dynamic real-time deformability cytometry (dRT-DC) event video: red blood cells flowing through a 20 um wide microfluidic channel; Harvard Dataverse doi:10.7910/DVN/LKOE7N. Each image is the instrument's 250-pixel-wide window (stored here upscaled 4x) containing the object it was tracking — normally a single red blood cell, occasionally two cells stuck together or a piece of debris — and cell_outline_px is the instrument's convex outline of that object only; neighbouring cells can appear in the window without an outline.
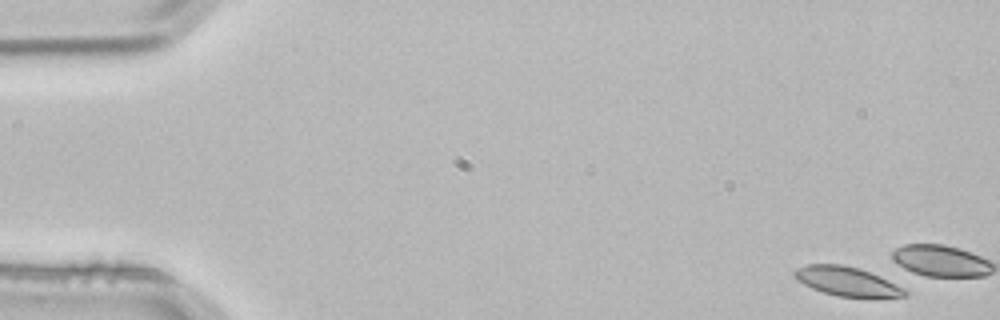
{"species": "common noctule bat (a hibernating species)", "species_latin": "Nyctalus noctula", "temperature_condition": "room temperature", "stored_images_in_passage": 5, "segment_of_instrument_passage": [1, 2], "camera_frame_rate_fps": 3000, "um_per_image_px": 0.085, "animal": {"sex": "male", "body_mass_g": 21.5, "forearm_length_mm": 52.0}, "frame": {"image": 1, "passage_image": 1, "time_ms": 0.0, "image_size_px": [1000, 320], "cell_outline_px": [[908, 296], [836, 296], [812, 288], [796, 280], [792, 276], [792, 272], [796, 268], [808, 264], [844, 264], [860, 268], [880, 276], [904, 288], [908, 292]], "centroid_in_image_um": [71.93, 23.88], "position_along_channel_um": 13.1, "area_um2": 18.61}}
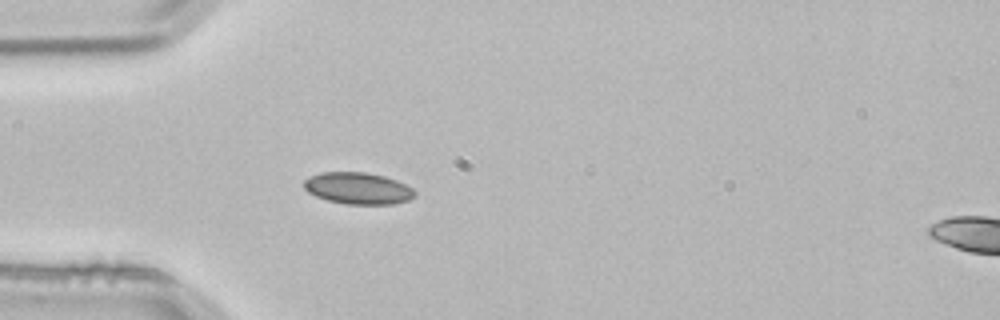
{"frame": {"image": 2, "passage_image": 4, "time_ms": 1.0, "image_size_px": [1000, 320], "cell_outline_px": [[416, 196], [408, 200], [392, 204], [344, 204], [328, 200], [316, 196], [308, 192], [304, 188], [304, 180], [308, 176], [320, 172], [364, 172], [384, 176], [396, 180], [412, 188], [416, 192]], "centroid_in_image_um": [30.41, 16.0], "position_along_channel_um": 54.6, "area_um2": 20.52}}